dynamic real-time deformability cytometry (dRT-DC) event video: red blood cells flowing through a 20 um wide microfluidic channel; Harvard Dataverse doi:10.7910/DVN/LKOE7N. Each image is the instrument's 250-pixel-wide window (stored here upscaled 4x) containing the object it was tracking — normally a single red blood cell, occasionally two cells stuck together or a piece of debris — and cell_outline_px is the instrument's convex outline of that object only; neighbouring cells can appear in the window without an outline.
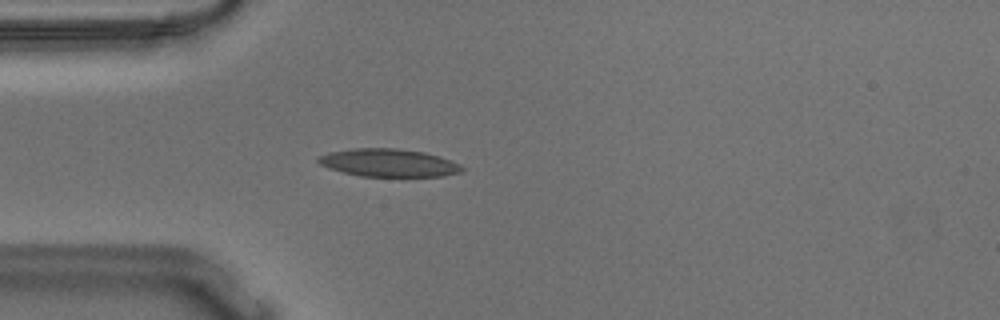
{"species": "Egyptian fruit bat (a non-hibernating species)", "species_latin": "Rousettus aegyptiacus", "temperature_condition": "warm", "stored_images_in_passage": 54, "camera_frame_rate_fps": 3000, "um_per_image_px": 0.085, "animal": {"sex": "male"}, "frame": {"image": 1, "passage_image": 14, "time_ms": 4.333, "image_size_px": [1000, 320], "cell_outline_px": [[464, 168], [460, 172], [444, 176], [360, 176], [328, 168], [320, 164], [316, 160], [320, 156], [328, 152], [352, 148], [396, 148], [424, 152], [440, 156], [452, 160], [460, 164]], "centroid_in_image_um": [33.04, 13.83], "position_along_channel_um": 52.0, "area_um2": 23.35}}
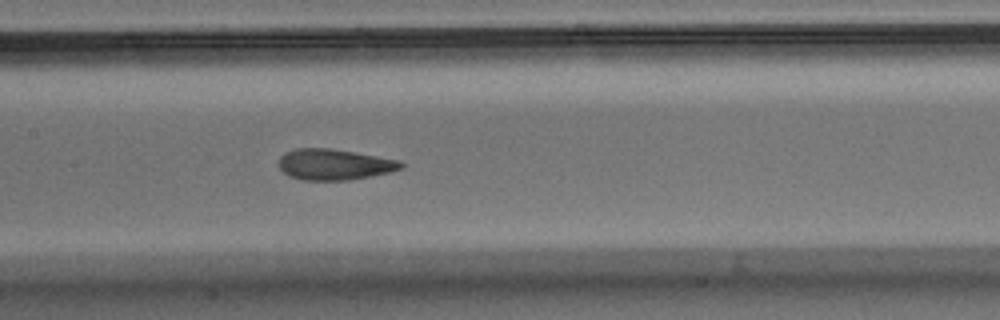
{"frame": {"image": 2, "passage_image": 25, "time_ms": 8.0, "image_size_px": [1000, 320], "cell_outline_px": [[404, 168], [392, 172], [348, 180], [300, 180], [288, 176], [280, 168], [280, 156], [284, 152], [296, 148], [332, 148], [400, 160], [404, 164]], "centroid_in_image_um": [28.43, 13.98], "position_along_channel_um": 179.0, "area_um2": 22.2}}
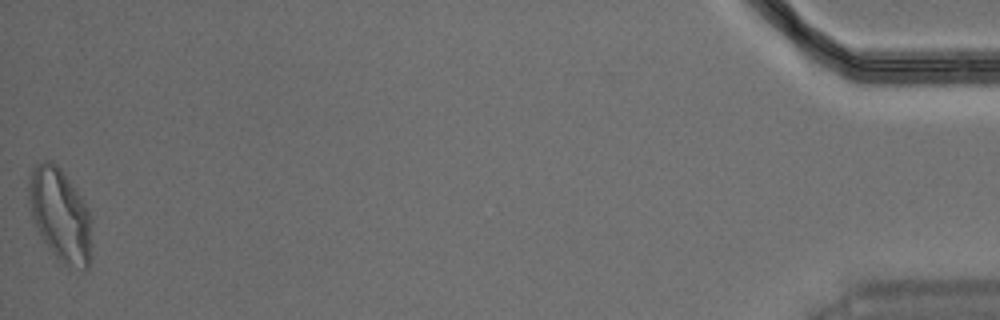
{"frame": {"image": 3, "passage_image": 54, "time_ms": 17.667, "image_size_px": [1000, 320], "cell_outline_px": [[88, 268], [84, 272], [68, 268], [60, 264], [40, 236], [32, 220], [28, 200], [28, 180], [32, 168], [36, 164], [44, 160], [48, 160], [56, 164], [60, 168], [80, 196], [88, 208]], "centroid_in_image_um": [5.04, 18.29], "position_along_channel_um": 430.2, "area_um2": 33.81}, "authors_computed_cell_mechanics": {"area_um2": 22.542, "velocity_mm_per_s": 3.6208, "shape_relaxation_time_tau1_ms": 5.995, "shape_relaxation_time_tau2_ms": 1.4908, "deformation_change_tau1": 0.1904, "deformation_change_tau2": 0.0831}}